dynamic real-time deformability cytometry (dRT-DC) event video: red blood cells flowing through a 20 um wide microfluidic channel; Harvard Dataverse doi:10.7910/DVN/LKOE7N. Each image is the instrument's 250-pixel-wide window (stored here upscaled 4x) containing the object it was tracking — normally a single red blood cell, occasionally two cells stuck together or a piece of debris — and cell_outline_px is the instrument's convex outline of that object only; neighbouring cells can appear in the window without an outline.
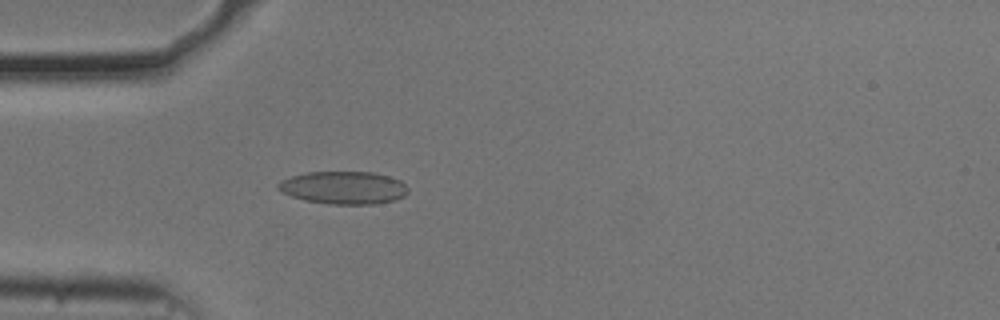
{"species": "common noctule bat (a hibernating species)", "species_latin": "Nyctalus noctula", "temperature_condition": "cold", "stored_images_in_passage": 38, "camera_frame_rate_fps": 3000, "um_per_image_px": 0.085, "animal": {"sex": "male", "body_mass_g": 20.5, "forearm_length_mm": 52.5}, "frame": {"image": 1, "passage_image": 7, "time_ms": 2.0, "image_size_px": [1000, 320], "cell_outline_px": [[408, 192], [404, 196], [396, 200], [376, 204], [328, 204], [304, 200], [292, 196], [276, 188], [276, 184], [280, 180], [292, 176], [308, 172], [372, 172], [388, 176], [400, 180], [408, 188]], "centroid_in_image_um": [29.21, 15.96], "position_along_channel_um": 55.8, "area_um2": 24.85}}
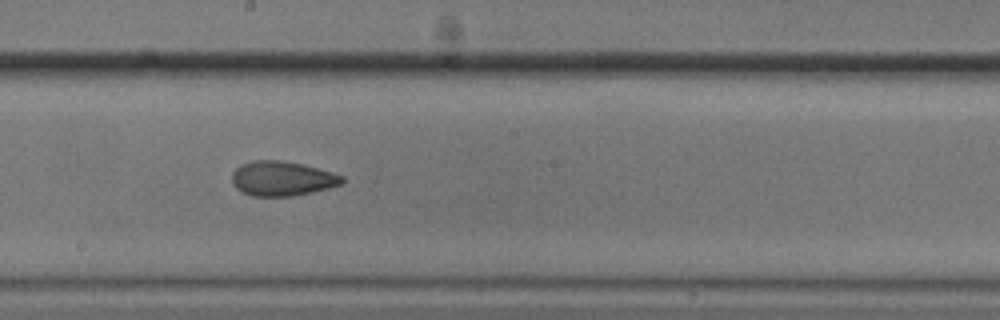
{"frame": {"image": 2, "passage_image": 21, "time_ms": 6.667, "image_size_px": [1000, 320], "cell_outline_px": [[344, 180], [340, 184], [328, 188], [312, 192], [292, 196], [252, 196], [236, 188], [232, 184], [232, 172], [240, 164], [252, 160], [280, 160], [300, 164], [332, 172], [344, 176]], "centroid_in_image_um": [23.94, 15.17], "position_along_channel_um": 224.3, "area_um2": 22.14}}
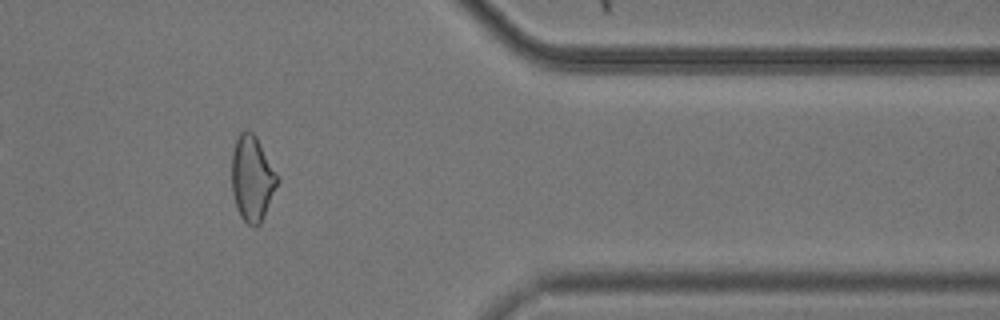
{"frame": {"image": 3, "passage_image": 36, "time_ms": 11.667, "image_size_px": [1000, 320], "cell_outline_px": [[280, 180], [260, 224], [248, 224], [240, 216], [236, 208], [232, 192], [232, 152], [236, 140], [240, 132], [248, 128], [256, 136]], "centroid_in_image_um": [21.42, 15.14], "position_along_channel_um": 390.0, "area_um2": 22.54}, "authors_computed_cell_mechanics": {"area_um2": 22.5131, "velocity_mm_per_s": 3.7083, "shape_relaxation_time_tau1_ms": null, "shape_relaxation_time_tau2_ms": 2.0774, "deformation_change_tau1": null, "deformation_change_tau2": 0.079}}